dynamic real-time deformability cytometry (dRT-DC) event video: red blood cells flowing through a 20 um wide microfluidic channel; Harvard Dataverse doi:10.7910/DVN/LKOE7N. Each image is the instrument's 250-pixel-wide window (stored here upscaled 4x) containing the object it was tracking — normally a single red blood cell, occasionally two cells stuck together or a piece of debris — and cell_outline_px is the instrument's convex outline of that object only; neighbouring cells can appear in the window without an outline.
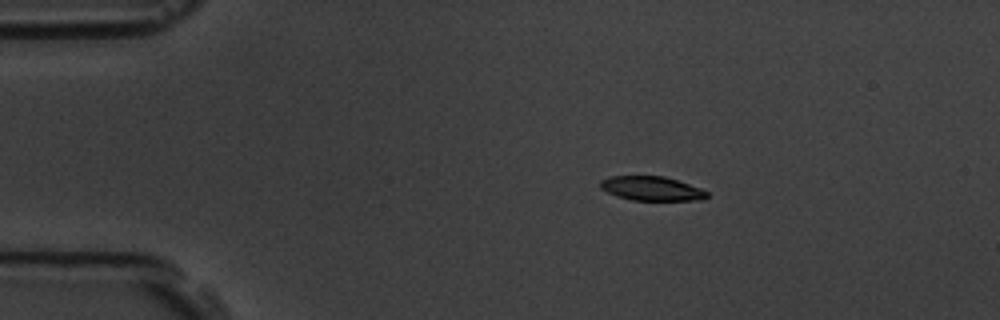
{"species": "common noctule bat (a hibernating species)", "species_latin": "Nyctalus noctula", "temperature_condition": "room temperature", "stored_images_in_passage": 10, "camera_frame_rate_fps": 3000, "um_per_image_px": 0.085, "animal": {"sex": "male", "body_mass_g": 19.5, "forearm_length_mm": 54.6}, "frame": {"image": 1, "passage_image": 4, "time_ms": 1.0, "image_size_px": [1000, 320], "cell_outline_px": [[708, 196], [700, 200], [632, 200], [616, 196], [600, 188], [600, 180], [608, 176], [664, 176], [700, 188], [708, 192]], "centroid_in_image_um": [55.35, 16.02], "position_along_channel_um": 29.7, "area_um2": 14.97}}
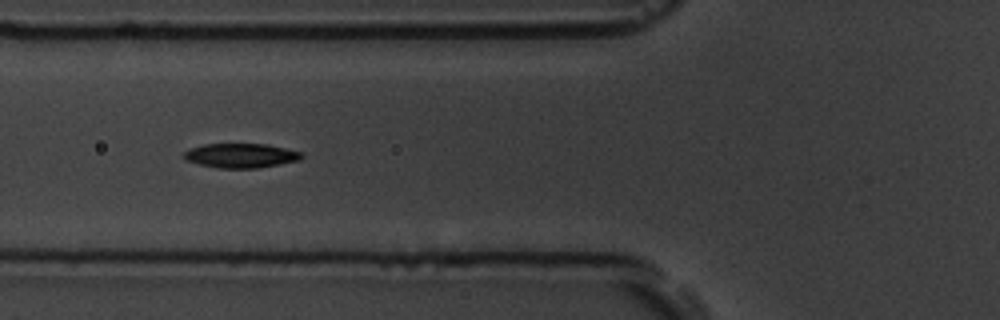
{"frame": {"image": 2, "passage_image": 7, "time_ms": 2.0, "image_size_px": [1000, 320], "cell_outline_px": [[304, 156], [300, 160], [280, 164], [256, 168], [216, 168], [184, 160], [184, 152], [188, 148], [204, 144], [268, 144], [300, 152]], "centroid_in_image_um": [20.44, 13.22], "position_along_channel_um": 105.4, "area_um2": 16.76}}
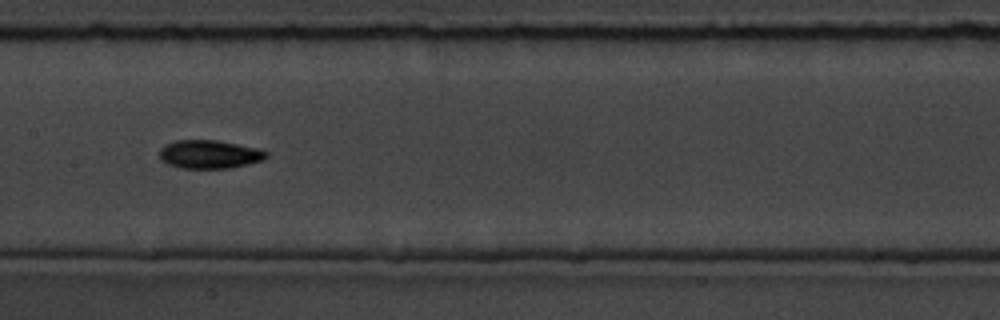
{"frame": {"image": 3, "passage_image": 9, "time_ms": 2.667, "image_size_px": [1000, 320], "cell_outline_px": [[268, 156], [264, 160], [248, 164], [228, 168], [180, 168], [168, 164], [160, 160], [160, 148], [164, 144], [176, 140], [216, 140], [256, 148], [268, 152]], "centroid_in_image_um": [17.78, 13.11], "position_along_channel_um": 189.6, "area_um2": 17.69}}